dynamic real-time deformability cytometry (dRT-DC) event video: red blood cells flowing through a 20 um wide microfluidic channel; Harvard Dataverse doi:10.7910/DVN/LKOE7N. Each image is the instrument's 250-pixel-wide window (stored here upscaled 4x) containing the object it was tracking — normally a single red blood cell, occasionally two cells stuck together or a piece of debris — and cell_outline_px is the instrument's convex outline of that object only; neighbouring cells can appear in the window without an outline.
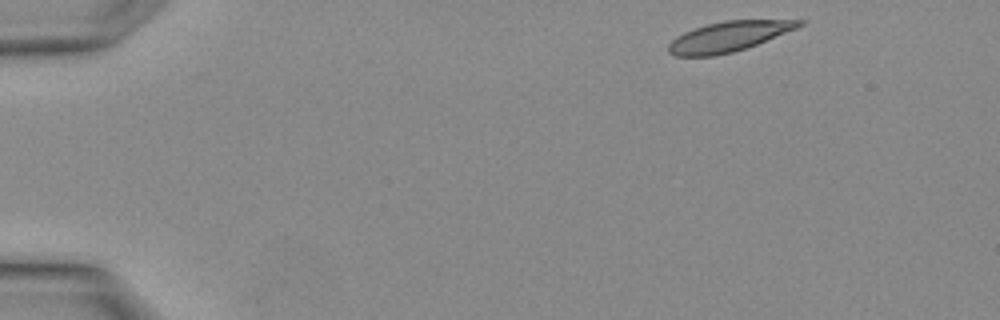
{"species": "Egyptian fruit bat (a non-hibernating species)", "species_latin": "Rousettus aegyptiacus", "temperature_condition": "warm", "stored_images_in_passage": 2, "camera_frame_rate_fps": 3000, "um_per_image_px": 0.085, "animal": {"sex": "female"}, "frame": {"image": 1, "passage_image": 2, "time_ms": 0.333, "image_size_px": [1000, 320], "cell_outline_px": [[804, 24], [796, 28], [756, 44], [732, 52], [712, 56], [676, 56], [668, 52], [668, 44], [676, 36], [684, 32], [708, 24], [724, 20], [804, 20]], "centroid_in_image_um": [61.89, 3.1], "position_along_channel_um": 23.1, "area_um2": 22.48}}